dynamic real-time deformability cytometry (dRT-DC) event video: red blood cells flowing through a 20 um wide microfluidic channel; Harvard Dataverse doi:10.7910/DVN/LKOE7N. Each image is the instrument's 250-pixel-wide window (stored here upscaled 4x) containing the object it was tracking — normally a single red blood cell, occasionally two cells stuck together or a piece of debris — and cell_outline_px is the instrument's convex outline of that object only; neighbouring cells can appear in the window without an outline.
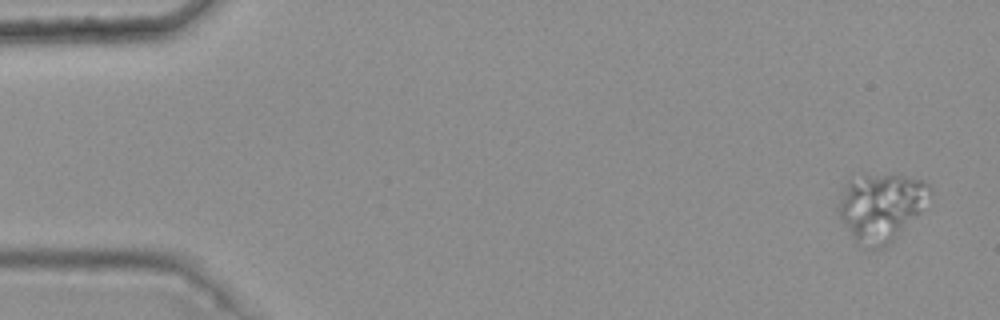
{"species": "common noctule bat (a hibernating species)", "species_latin": "Nyctalus noctula", "temperature_condition": "warm", "stored_images_in_passage": 4, "camera_frame_rate_fps": 3000, "um_per_image_px": 0.085, "animal": {"sex": "female", "body_mass_g": 25.1}, "frame": {"image": 1, "passage_image": 1, "time_ms": 0.0, "image_size_px": [1000, 320], "cell_outline_px": [[932, 192], [920, 212], [884, 248], [860, 248], [856, 244], [840, 216], [836, 208], [840, 192], [844, 184], [848, 180], [864, 176], [904, 176], [924, 180], [932, 188]], "centroid_in_image_um": [74.85, 17.62], "position_along_channel_um": 10.2, "area_um2": 35.89}}
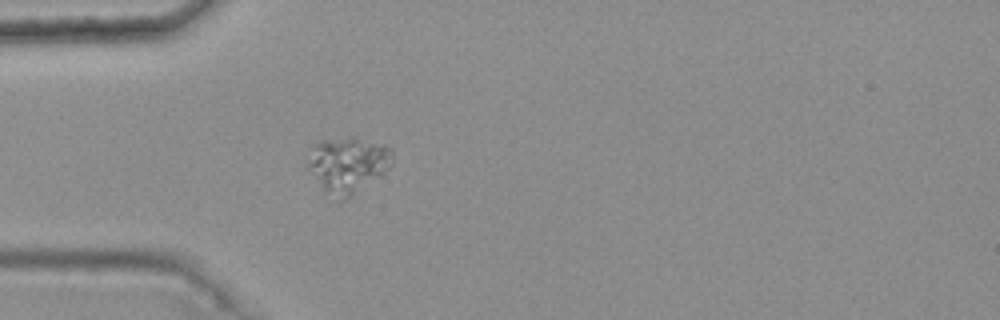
{"frame": {"image": 2, "passage_image": 4, "time_ms": 1.0, "image_size_px": [1000, 320], "cell_outline_px": [[392, 164], [380, 176], [344, 200], [340, 200], [324, 188], [304, 164], [312, 144], [320, 140], [352, 136], [356, 136], [384, 144], [392, 148]], "centroid_in_image_um": [29.55, 13.92], "position_along_channel_um": 55.4, "area_um2": 27.57}}